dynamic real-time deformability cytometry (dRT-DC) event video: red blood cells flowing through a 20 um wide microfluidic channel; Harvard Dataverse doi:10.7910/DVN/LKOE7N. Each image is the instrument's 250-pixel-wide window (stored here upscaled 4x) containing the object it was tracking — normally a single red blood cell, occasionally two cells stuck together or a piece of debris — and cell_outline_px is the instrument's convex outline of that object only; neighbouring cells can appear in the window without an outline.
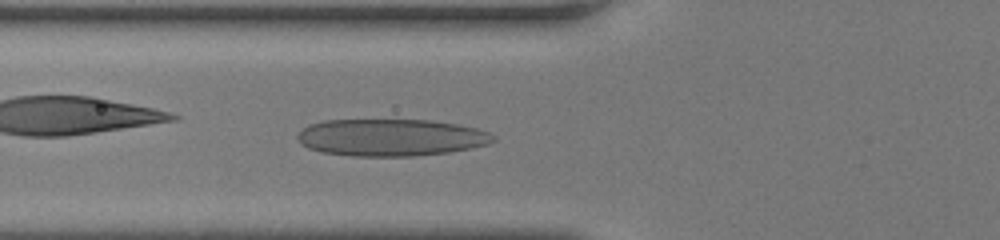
{"species": "human", "species_latin": "Homo sapiens", "temperature_condition": "room temperature", "stored_images_in_passage": 50, "camera_frame_rate_fps": 3000, "um_per_image_px": 0.085, "donor": {"sex": "female"}, "frame": {"image": 1, "passage_image": 19, "time_ms": 6.0, "image_size_px": [1000, 240], "cell_outline_px": [[496, 140], [488, 144], [448, 152], [416, 156], [352, 156], [320, 152], [308, 148], [296, 140], [296, 136], [308, 124], [324, 120], [432, 120], [456, 124], [476, 128], [488, 132], [496, 136]], "centroid_in_image_um": [33.2, 11.68], "position_along_channel_um": 92.6, "area_um2": 42.43}}
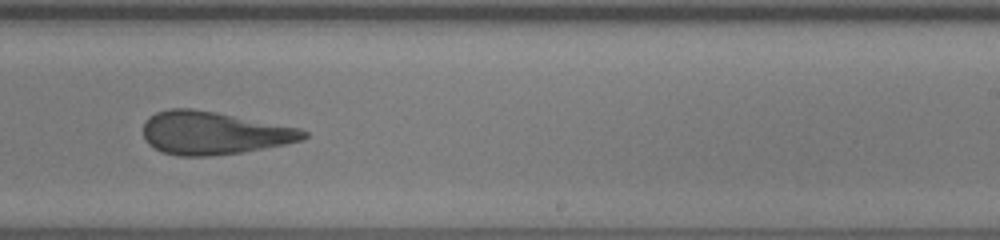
{"frame": {"image": 2, "passage_image": 32, "time_ms": 10.333, "image_size_px": [1000, 240], "cell_outline_px": [[308, 136], [300, 140], [284, 144], [240, 152], [212, 156], [176, 156], [160, 152], [148, 144], [144, 140], [144, 120], [148, 116], [156, 112], [168, 108], [192, 108], [216, 112], [300, 128], [308, 132]], "centroid_in_image_um": [18.09, 11.3], "position_along_channel_um": 270.9, "area_um2": 40.23}}
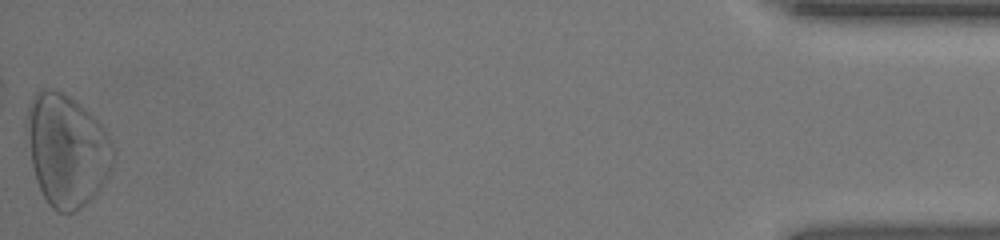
{"frame": {"image": 3, "passage_image": 50, "time_ms": 16.333, "image_size_px": [1000, 240], "cell_outline_px": [[116, 152], [112, 168], [108, 176], [100, 188], [80, 208], [72, 212], [60, 212], [52, 208], [48, 204], [36, 180], [32, 164], [24, 128], [24, 120], [28, 104], [36, 92], [44, 88], [56, 88], [76, 100], [108, 132], [112, 140]], "centroid_in_image_um": [5.66, 12.71], "position_along_channel_um": 429.5, "area_um2": 57.11}, "authors_computed_cell_mechanics": {"area_um2": 41.7605, "velocity_mm_per_s": 4.1198, "shape_relaxation_time_tau1_ms": 6.366, "shape_relaxation_time_tau2_ms": 2.0912, "deformation_change_tau1": 0.1885, "deformation_change_tau2": 0.1227}}